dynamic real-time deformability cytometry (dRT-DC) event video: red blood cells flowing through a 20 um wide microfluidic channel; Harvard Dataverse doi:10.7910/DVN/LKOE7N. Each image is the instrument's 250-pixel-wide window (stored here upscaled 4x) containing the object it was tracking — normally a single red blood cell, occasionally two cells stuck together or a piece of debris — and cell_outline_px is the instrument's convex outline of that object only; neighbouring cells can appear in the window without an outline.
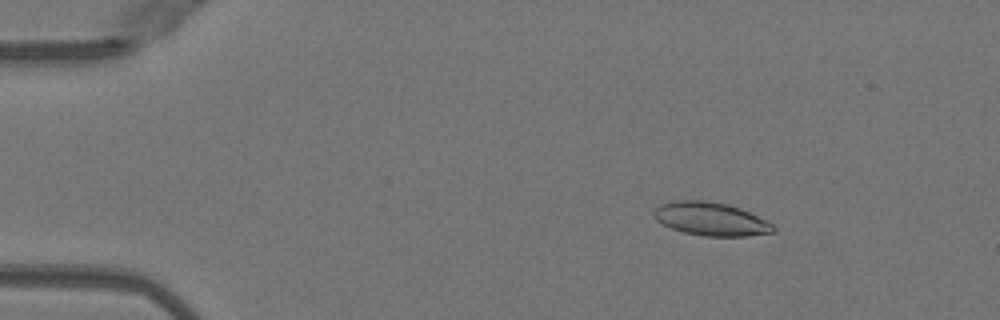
{"species": "Egyptian fruit bat (a non-hibernating species)", "species_latin": "Rousettus aegyptiacus", "temperature_condition": "warm", "stored_images_in_passage": 47, "camera_frame_rate_fps": 3000, "um_per_image_px": 0.085, "animal": {"sex": "female"}, "frame": {"image": 1, "passage_image": 4, "time_ms": 1.0, "image_size_px": [1000, 320], "cell_outline_px": [[776, 232], [748, 236], [704, 236], [684, 232], [672, 228], [656, 220], [652, 216], [652, 212], [660, 204], [672, 200], [704, 200], [728, 204], [740, 208], [768, 220], [776, 228]], "centroid_in_image_um": [60.43, 18.6], "position_along_channel_um": 24.6, "area_um2": 23.41}}
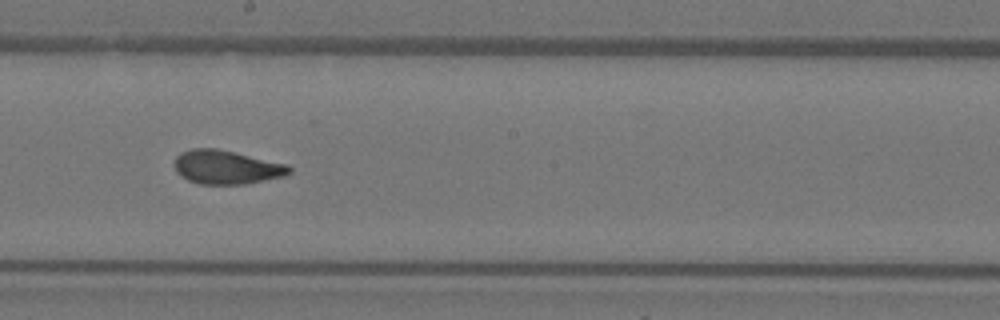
{"frame": {"image": 2, "passage_image": 25, "time_ms": 8.0, "image_size_px": [1000, 320], "cell_outline_px": [[292, 172], [284, 176], [244, 184], [200, 184], [188, 180], [180, 176], [176, 172], [176, 156], [180, 152], [192, 148], [216, 148], [288, 164], [292, 168]], "centroid_in_image_um": [19.26, 14.21], "position_along_channel_um": 228.9, "area_um2": 22.6}}
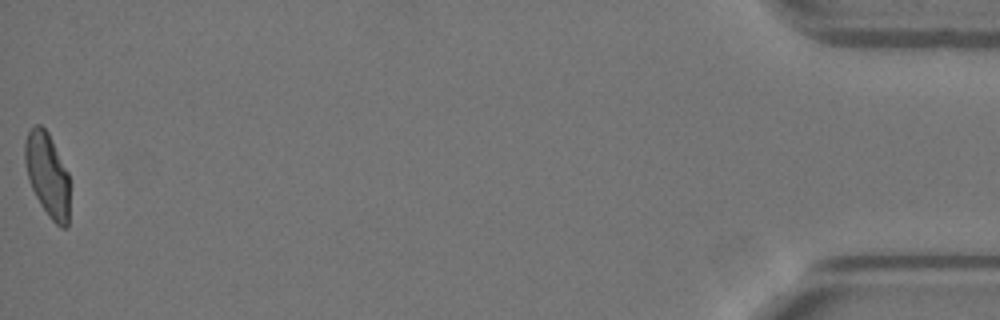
{"frame": {"image": 3, "passage_image": 47, "time_ms": 15.333, "image_size_px": [1000, 320], "cell_outline_px": [[68, 228], [60, 228], [48, 216], [40, 204], [32, 188], [28, 176], [24, 160], [24, 144], [28, 132], [36, 124], [40, 124], [48, 132], [68, 172]], "centroid_in_image_um": [4.02, 14.86], "position_along_channel_um": 431.2, "area_um2": 21.68}, "authors_computed_cell_mechanics": {"area_um2": 22.8888, "velocity_mm_per_s": 4.0515, "shape_relaxation_time_tau1_ms": 11.1446, "shape_relaxation_time_tau2_ms": 1.2454, "deformation_change_tau1": 0.2948, "deformation_change_tau2": 0.0847}}